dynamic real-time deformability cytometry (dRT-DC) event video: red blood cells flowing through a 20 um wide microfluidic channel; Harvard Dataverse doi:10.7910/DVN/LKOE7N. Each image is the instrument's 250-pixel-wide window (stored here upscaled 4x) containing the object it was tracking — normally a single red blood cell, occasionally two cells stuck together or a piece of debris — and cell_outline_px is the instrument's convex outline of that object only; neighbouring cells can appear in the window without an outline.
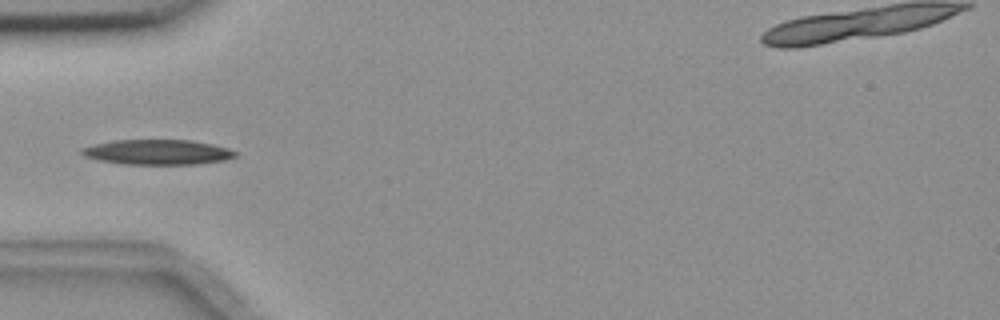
{"species": "common noctule bat (a hibernating species)", "species_latin": "Nyctalus noctula", "temperature_condition": "room temperature", "stored_images_in_passage": 5, "camera_frame_rate_fps": 3000, "um_per_image_px": 0.085, "animal": {"sex": "female", "body_mass_g": 18.4}, "frame": {"image": 1, "passage_image": 5, "time_ms": 5.333, "image_size_px": [1000, 320], "cell_outline_px": [[236, 156], [224, 160], [196, 164], [124, 164], [100, 160], [84, 156], [80, 152], [80, 148], [112, 140], [192, 140], [212, 144], [228, 148], [236, 152]], "centroid_in_image_um": [13.38, 12.92], "position_along_channel_um": 71.6, "area_um2": 22.31}}